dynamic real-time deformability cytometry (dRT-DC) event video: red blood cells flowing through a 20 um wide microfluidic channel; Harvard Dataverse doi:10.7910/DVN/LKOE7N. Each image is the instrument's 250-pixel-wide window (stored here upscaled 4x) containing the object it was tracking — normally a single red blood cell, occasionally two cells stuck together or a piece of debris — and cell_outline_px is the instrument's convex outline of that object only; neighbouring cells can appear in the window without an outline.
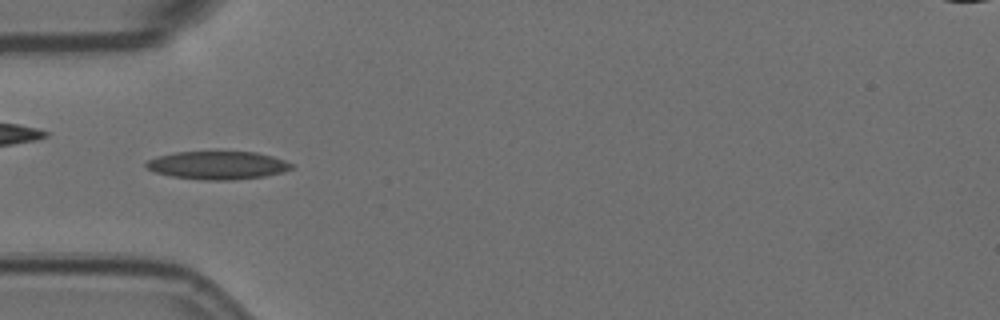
{"species": "Egyptian fruit bat (a non-hibernating species)", "species_latin": "Rousettus aegyptiacus", "temperature_condition": "room temperature", "stored_images_in_passage": 56, "camera_frame_rate_fps": 3000, "um_per_image_px": 0.085, "animal": {"sex": "female"}, "frame": {"image": 1, "passage_image": 17, "time_ms": 5.333, "image_size_px": [1000, 320], "cell_outline_px": [[292, 168], [284, 172], [264, 176], [232, 180], [204, 180], [172, 176], [156, 172], [148, 168], [144, 164], [148, 160], [156, 156], [176, 152], [256, 152], [272, 156], [284, 160], [292, 164]], "centroid_in_image_um": [18.5, 14.05], "position_along_channel_um": 66.5, "area_um2": 23.64}}
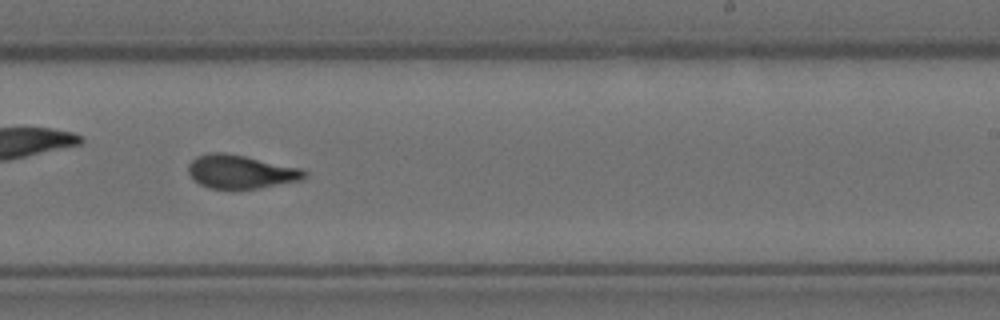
{"frame": {"image": 2, "passage_image": 34, "time_ms": 11.0, "image_size_px": [1000, 320], "cell_outline_px": [[308, 176], [300, 180], [256, 188], [208, 188], [200, 184], [188, 172], [188, 164], [196, 156], [212, 152], [224, 152], [244, 156], [300, 168], [308, 172]], "centroid_in_image_um": [20.45, 14.58], "position_along_channel_um": 268.5, "area_um2": 22.31}}
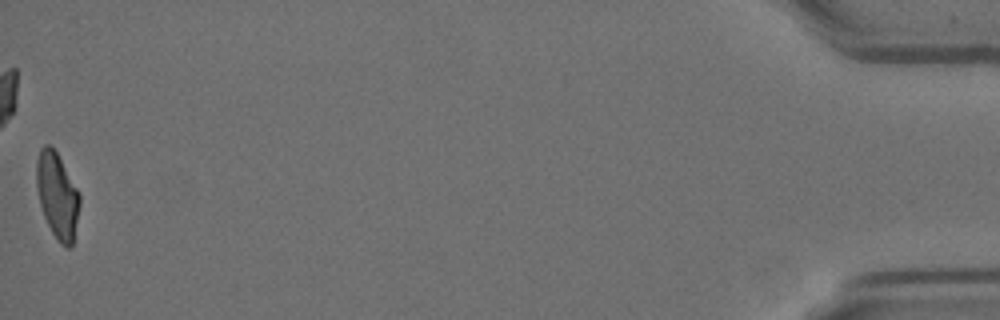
{"frame": {"image": 3, "passage_image": 56, "time_ms": 18.333, "image_size_px": [1000, 320], "cell_outline_px": [[80, 204], [72, 244], [68, 248], [60, 244], [56, 240], [44, 216], [40, 204], [36, 188], [36, 160], [40, 148], [44, 144], [48, 144], [56, 152], [80, 192]], "centroid_in_image_um": [4.86, 16.61], "position_along_channel_um": 430.3, "area_um2": 21.56}, "authors_computed_cell_mechanics": {"area_um2": 22.542, "velocity_mm_per_s": 3.5565, "shape_relaxation_time_tau1_ms": 6.607, "shape_relaxation_time_tau2_ms": 1.6958, "deformation_change_tau1": 0.1888, "deformation_change_tau2": 0.065}}